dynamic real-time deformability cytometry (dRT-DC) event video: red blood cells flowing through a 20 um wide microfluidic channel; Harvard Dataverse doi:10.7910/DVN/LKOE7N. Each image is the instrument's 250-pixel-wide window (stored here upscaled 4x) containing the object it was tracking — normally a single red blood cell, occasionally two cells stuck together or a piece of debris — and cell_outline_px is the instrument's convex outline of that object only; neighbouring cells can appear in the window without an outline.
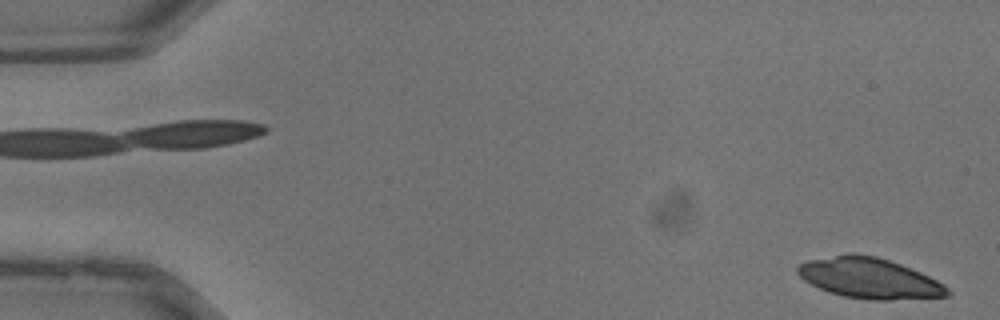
{"species": "common noctule bat (a hibernating species)", "species_latin": "Nyctalus noctula", "temperature_condition": "warm", "stored_images_in_passage": 37, "camera_frame_rate_fps": 3000, "um_per_image_px": 0.085, "animal": {"sex": "male", "body_mass_g": 13.3}, "frame": {"image": 1, "passage_image": 1, "time_ms": 0.0, "image_size_px": [1000, 320], "cell_outline_px": [[952, 292], [948, 296], [892, 300], [868, 300], [844, 296], [828, 292], [804, 280], [796, 272], [796, 268], [800, 264], [808, 260], [848, 252], [856, 252], [876, 256], [900, 264], [920, 272], [944, 284]], "centroid_in_image_um": [73.89, 23.63], "position_along_channel_um": 11.1, "area_um2": 35.55}}
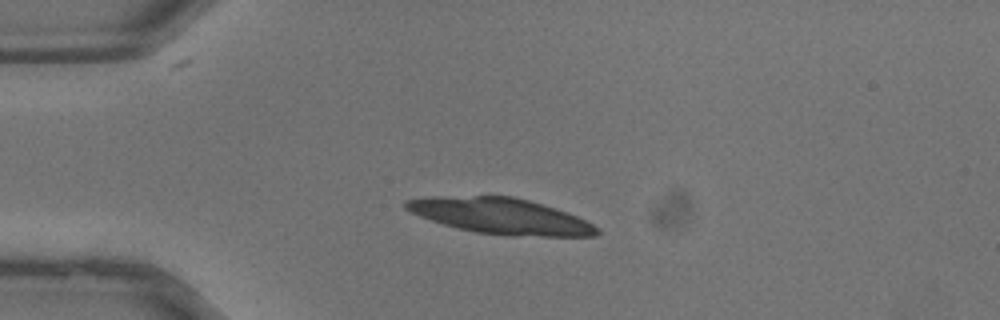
{"frame": {"image": 2, "passage_image": 9, "time_ms": 2.667, "image_size_px": [1000, 320], "cell_outline_px": [[600, 232], [596, 236], [512, 236], [476, 232], [444, 224], [420, 216], [404, 208], [404, 200], [432, 196], [512, 196], [528, 200], [556, 208], [576, 216], [600, 228]], "centroid_in_image_um": [42.57, 18.36], "position_along_channel_um": 42.4, "area_um2": 39.59}}